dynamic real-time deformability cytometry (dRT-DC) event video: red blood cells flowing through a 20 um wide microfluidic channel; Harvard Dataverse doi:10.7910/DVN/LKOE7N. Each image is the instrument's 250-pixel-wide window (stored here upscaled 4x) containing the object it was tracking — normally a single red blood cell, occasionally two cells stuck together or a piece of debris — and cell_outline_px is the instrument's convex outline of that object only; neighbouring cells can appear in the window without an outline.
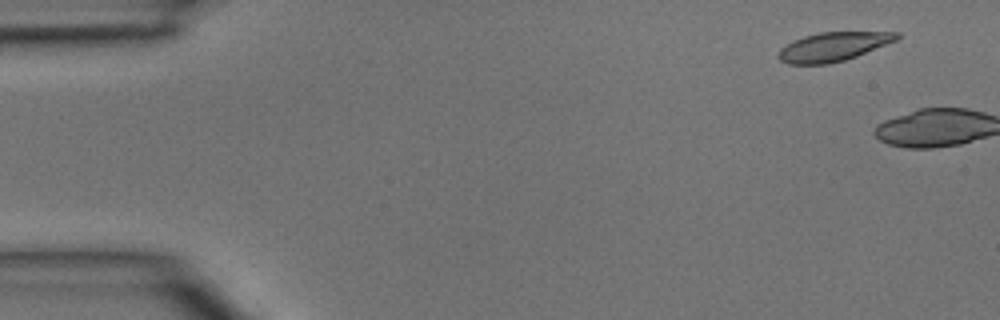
{"species": "common noctule bat (a hibernating species)", "species_latin": "Nyctalus noctula", "temperature_condition": "room temperature", "stored_images_in_passage": 3, "camera_frame_rate_fps": 3000, "um_per_image_px": 0.085, "animal": {"sex": "male", "body_mass_g": 15.6}, "frame": {"image": 1, "passage_image": 1, "time_ms": 0.0, "image_size_px": [1000, 320], "cell_outline_px": [[900, 36], [896, 40], [856, 56], [844, 60], [828, 64], [788, 64], [780, 60], [776, 56], [780, 48], [792, 40], [804, 36], [820, 32], [900, 32]], "centroid_in_image_um": [70.76, 3.97], "position_along_channel_um": 14.2, "area_um2": 19.88}}